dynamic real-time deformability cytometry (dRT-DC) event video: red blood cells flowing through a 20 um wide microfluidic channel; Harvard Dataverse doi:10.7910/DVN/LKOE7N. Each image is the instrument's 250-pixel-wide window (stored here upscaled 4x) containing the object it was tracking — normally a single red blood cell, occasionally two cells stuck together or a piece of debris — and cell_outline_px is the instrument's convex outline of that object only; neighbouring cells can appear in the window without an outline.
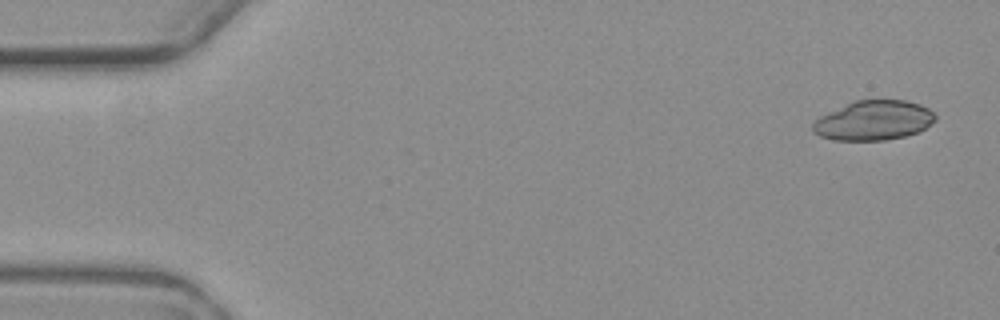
{"species": "common noctule bat (a hibernating species)", "species_latin": "Nyctalus noctula", "temperature_condition": "warm", "stored_images_in_passage": 5, "camera_frame_rate_fps": 3000, "um_per_image_px": 0.085, "animal": {"sex": "female", "body_mass_g": 19.3, "forearm_length_mm": 54.1}, "frame": {"image": 1, "passage_image": 1, "time_ms": 0.0, "image_size_px": [1000, 320], "cell_outline_px": [[936, 120], [924, 128], [916, 132], [904, 136], [884, 140], [832, 140], [820, 136], [812, 132], [812, 124], [820, 116], [828, 112], [856, 100], [904, 100], [920, 104], [928, 108], [936, 116]], "centroid_in_image_um": [74.24, 10.24], "position_along_channel_um": 10.8, "area_um2": 28.09}}